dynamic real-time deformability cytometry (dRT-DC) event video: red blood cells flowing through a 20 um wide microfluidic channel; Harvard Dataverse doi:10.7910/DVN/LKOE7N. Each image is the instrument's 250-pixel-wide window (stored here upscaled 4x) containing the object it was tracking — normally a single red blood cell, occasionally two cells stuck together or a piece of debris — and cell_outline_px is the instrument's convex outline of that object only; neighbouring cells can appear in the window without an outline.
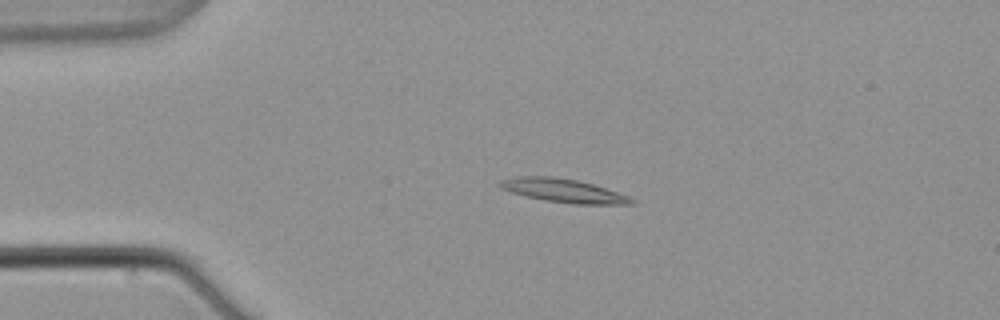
{"species": "common noctule bat (a hibernating species)", "species_latin": "Nyctalus noctula", "temperature_condition": "warm", "stored_images_in_passage": 6, "camera_frame_rate_fps": 3000, "um_per_image_px": 0.085, "animal": {"sex": "male", "body_mass_g": 21.5, "forearm_length_mm": 52.0}, "frame": {"image": 1, "passage_image": 5, "time_ms": 5.0, "image_size_px": [1000, 320], "cell_outline_px": [[636, 200], [632, 204], [572, 204], [544, 200], [524, 196], [500, 188], [496, 184], [500, 180], [516, 176], [552, 176], [576, 180], [592, 184], [628, 196]], "centroid_in_image_um": [47.82, 16.2], "position_along_channel_um": 37.2, "area_um2": 18.03}}